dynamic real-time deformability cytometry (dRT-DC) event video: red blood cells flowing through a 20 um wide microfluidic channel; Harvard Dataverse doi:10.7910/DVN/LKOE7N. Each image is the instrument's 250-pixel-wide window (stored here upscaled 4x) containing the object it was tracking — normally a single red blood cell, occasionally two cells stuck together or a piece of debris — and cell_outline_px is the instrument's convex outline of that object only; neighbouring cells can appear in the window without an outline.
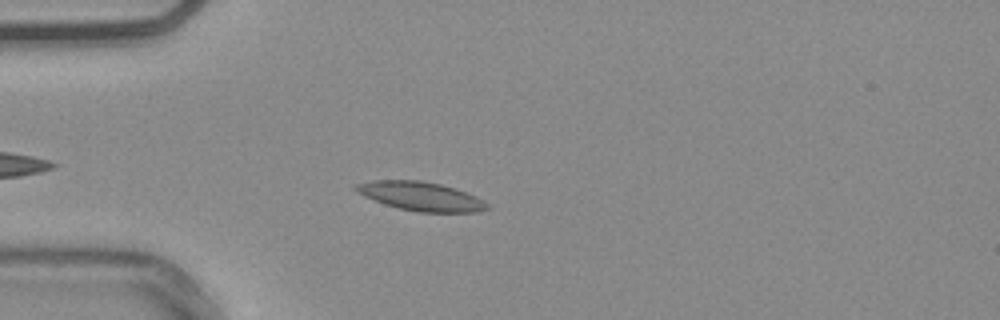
{"species": "common noctule bat (a hibernating species)", "species_latin": "Nyctalus noctula", "temperature_condition": "warm", "stored_images_in_passage": 35, "camera_frame_rate_fps": 3000, "um_per_image_px": 0.085, "animal": {"sex": "male", "body_mass_g": 20.4}, "frame": {"image": 1, "passage_image": 6, "time_ms": 1.667, "image_size_px": [1000, 320], "cell_outline_px": [[492, 208], [476, 212], [420, 212], [400, 208], [384, 204], [364, 196], [352, 188], [356, 184], [372, 180], [420, 180], [440, 184], [456, 188], [476, 196], [488, 204]], "centroid_in_image_um": [35.78, 16.68], "position_along_channel_um": 49.2, "area_um2": 22.08}, "authors_computed_cell_mechanics": {"area_um2": 20.3456, "velocity_mm_per_s": 3.7637, "shape_relaxation_time_tau1_ms": null, "shape_relaxation_time_tau2_ms": 3.7752, "deformation_change_tau1": null, "deformation_change_tau2": 0.0922}}